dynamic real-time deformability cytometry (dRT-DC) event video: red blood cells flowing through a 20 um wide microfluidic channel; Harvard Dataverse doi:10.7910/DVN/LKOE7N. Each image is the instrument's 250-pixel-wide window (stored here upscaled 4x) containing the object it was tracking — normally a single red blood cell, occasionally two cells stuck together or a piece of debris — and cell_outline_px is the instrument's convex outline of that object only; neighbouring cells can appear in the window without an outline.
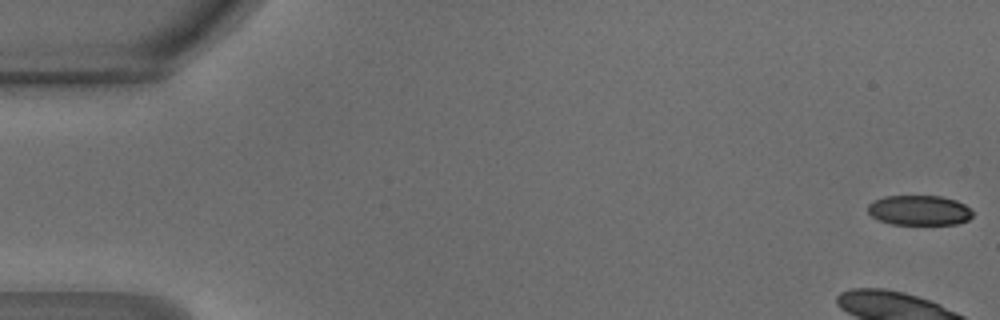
{"species": "common noctule bat (a hibernating species)", "species_latin": "Nyctalus noctula", "temperature_condition": "warm", "stored_images_in_passage": 47, "camera_frame_rate_fps": 3000, "um_per_image_px": 0.085, "animal": {"sex": "male", "body_mass_g": 18.8}, "frame": {"image": 1, "passage_image": 1, "time_ms": 0.0, "image_size_px": [1000, 320], "cell_outline_px": [[972, 216], [968, 220], [956, 224], [892, 224], [880, 220], [872, 216], [868, 212], [868, 204], [872, 200], [884, 196], [940, 196], [956, 200], [964, 204], [972, 212]], "centroid_in_image_um": [78.11, 17.87], "position_along_channel_um": 6.9, "area_um2": 18.26}}